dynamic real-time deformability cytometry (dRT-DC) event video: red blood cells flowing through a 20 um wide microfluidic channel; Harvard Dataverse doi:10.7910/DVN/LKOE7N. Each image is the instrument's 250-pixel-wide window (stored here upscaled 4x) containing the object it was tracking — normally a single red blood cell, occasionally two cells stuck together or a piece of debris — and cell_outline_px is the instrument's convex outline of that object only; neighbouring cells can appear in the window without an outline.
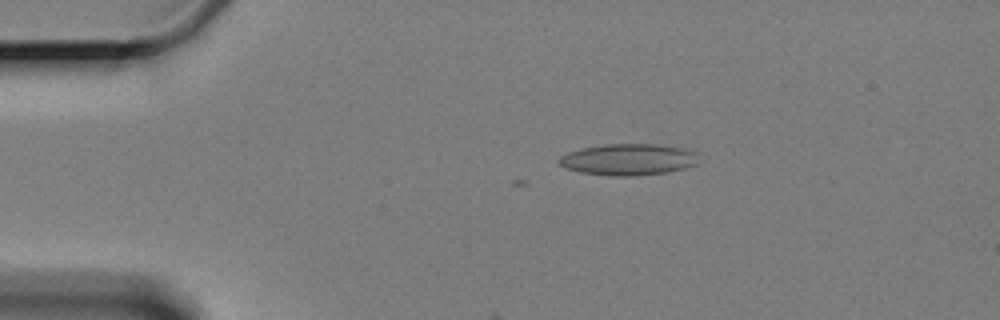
{"species": "Egyptian fruit bat (a non-hibernating species)", "species_latin": "Rousettus aegyptiacus", "temperature_condition": "cold", "stored_images_in_passage": 5, "camera_frame_rate_fps": 3000, "um_per_image_px": 0.085, "animal": {"sex": "female"}, "frame": {"image": 1, "passage_image": 3, "time_ms": 2.333, "image_size_px": [1000, 320], "cell_outline_px": [[696, 164], [684, 168], [664, 172], [632, 176], [612, 176], [580, 172], [564, 168], [556, 160], [560, 156], [568, 152], [584, 148], [608, 144], [656, 144], [684, 148], [696, 152]], "centroid_in_image_um": [53.37, 13.56], "position_along_channel_um": 31.6, "area_um2": 25.37}}
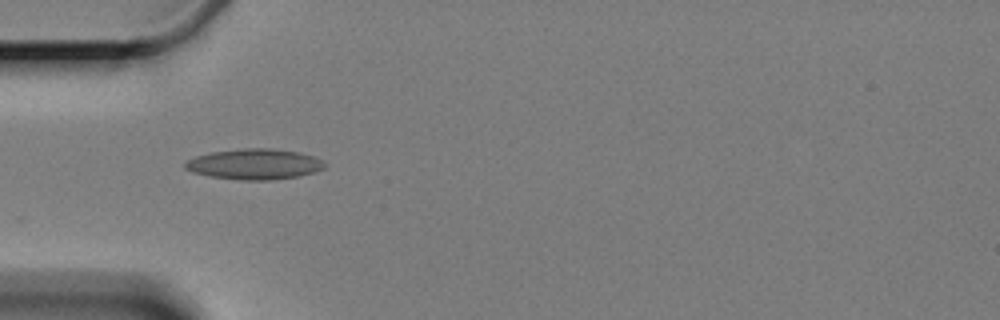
{"frame": {"image": 2, "passage_image": 5, "time_ms": 4.667, "image_size_px": [1000, 320], "cell_outline_px": [[324, 168], [312, 172], [296, 176], [268, 180], [240, 180], [212, 176], [192, 172], [184, 168], [184, 164], [188, 160], [196, 156], [212, 152], [244, 148], [272, 148], [296, 152], [312, 156], [320, 160], [324, 164]], "centroid_in_image_um": [21.58, 13.95], "position_along_channel_um": 63.4, "area_um2": 24.39}}